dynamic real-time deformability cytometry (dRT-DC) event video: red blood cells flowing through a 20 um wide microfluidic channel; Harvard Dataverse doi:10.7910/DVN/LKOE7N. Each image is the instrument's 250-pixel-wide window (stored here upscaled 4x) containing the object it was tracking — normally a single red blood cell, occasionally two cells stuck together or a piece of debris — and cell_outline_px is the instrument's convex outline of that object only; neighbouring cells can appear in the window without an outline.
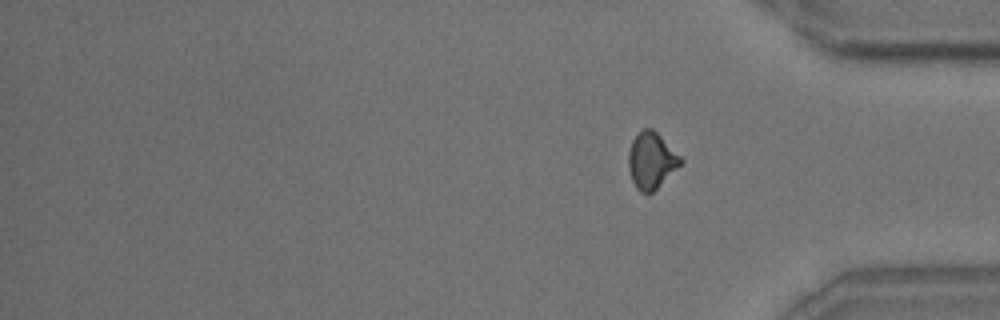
{"species": "common noctule bat (a hibernating species)", "species_latin": "Nyctalus noctula", "temperature_condition": "room temperature", "stored_images_in_passage": 53, "segment_of_instrument_passage": [2, 2], "camera_frame_rate_fps": 3000, "um_per_image_px": 0.085, "animal": {"sex": "male", "body_mass_g": 18.8}, "frame": {"image": 1, "passage_image": 53, "time_ms": 17.333, "image_size_px": [1000, 320], "cell_outline_px": [[684, 160], [652, 192], [640, 192], [636, 188], [632, 180], [628, 168], [628, 152], [632, 140], [644, 128], [652, 128]], "centroid_in_image_um": [55.33, 13.63], "position_along_channel_um": 379.9, "area_um2": 16.65}}